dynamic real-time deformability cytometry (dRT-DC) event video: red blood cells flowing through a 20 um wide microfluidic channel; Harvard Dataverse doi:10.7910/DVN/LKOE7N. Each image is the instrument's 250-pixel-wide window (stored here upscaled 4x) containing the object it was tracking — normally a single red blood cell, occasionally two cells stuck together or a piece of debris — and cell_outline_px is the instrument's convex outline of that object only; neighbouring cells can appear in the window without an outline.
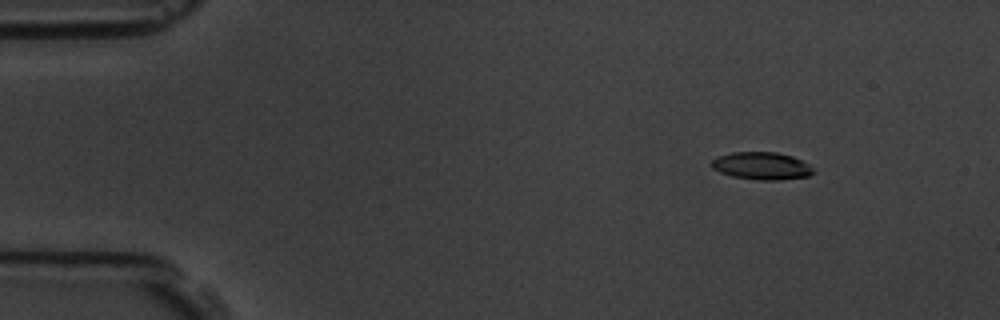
{"species": "common noctule bat (a hibernating species)", "species_latin": "Nyctalus noctula", "temperature_condition": "room temperature", "stored_images_in_passage": 6, "camera_frame_rate_fps": 3000, "um_per_image_px": 0.085, "animal": {"sex": "male", "body_mass_g": 19.5, "forearm_length_mm": 54.6}, "frame": {"image": 1, "passage_image": 2, "time_ms": 2.0, "image_size_px": [1000, 320], "cell_outline_px": [[816, 172], [808, 176], [780, 180], [760, 180], [732, 176], [720, 172], [712, 168], [708, 164], [716, 156], [732, 152], [776, 152], [792, 156], [808, 164]], "centroid_in_image_um": [64.7, 14.09], "position_along_channel_um": 20.3, "area_um2": 16.42}}
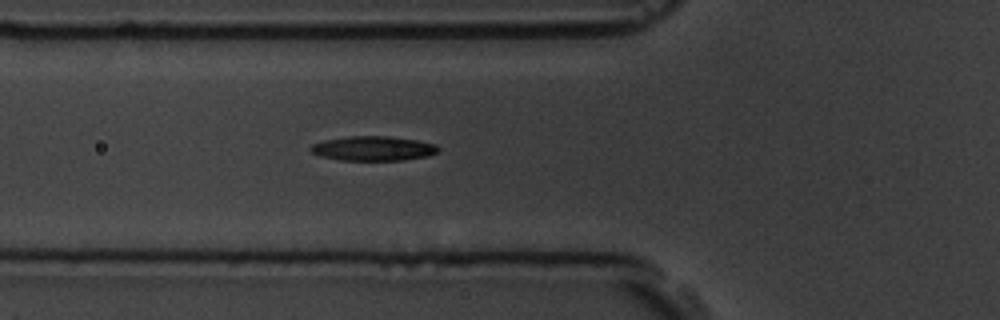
{"frame": {"image": 2, "passage_image": 6, "time_ms": 6.333, "image_size_px": [1000, 320], "cell_outline_px": [[440, 148], [436, 152], [428, 156], [404, 160], [340, 160], [320, 156], [312, 152], [308, 148], [312, 144], [324, 140], [348, 136], [388, 136], [416, 140], [436, 144]], "centroid_in_image_um": [31.71, 12.61], "position_along_channel_um": 94.1, "area_um2": 18.26}}